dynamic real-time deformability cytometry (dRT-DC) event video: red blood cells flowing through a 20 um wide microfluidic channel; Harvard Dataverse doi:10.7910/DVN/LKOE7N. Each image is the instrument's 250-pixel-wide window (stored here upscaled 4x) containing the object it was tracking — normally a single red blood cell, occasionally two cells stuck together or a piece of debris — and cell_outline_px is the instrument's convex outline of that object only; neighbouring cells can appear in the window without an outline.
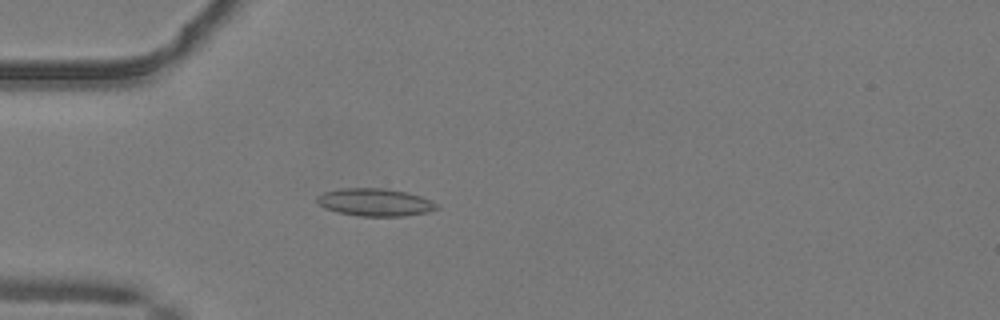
{"species": "common noctule bat (a hibernating species)", "species_latin": "Nyctalus noctula", "temperature_condition": "warm", "stored_images_in_passage": 51, "camera_frame_rate_fps": 3000, "um_per_image_px": 0.085, "animal": {"sex": "male", "body_mass_g": 19.2, "forearm_length_mm": 51.8}, "frame": {"image": 1, "passage_image": 16, "time_ms": 5.0, "image_size_px": [1000, 320], "cell_outline_px": [[440, 208], [428, 212], [404, 216], [360, 216], [340, 212], [324, 208], [316, 200], [316, 196], [324, 192], [340, 188], [384, 188], [408, 192], [420, 196], [436, 204]], "centroid_in_image_um": [31.87, 17.19], "position_along_channel_um": 53.1, "area_um2": 19.19}}
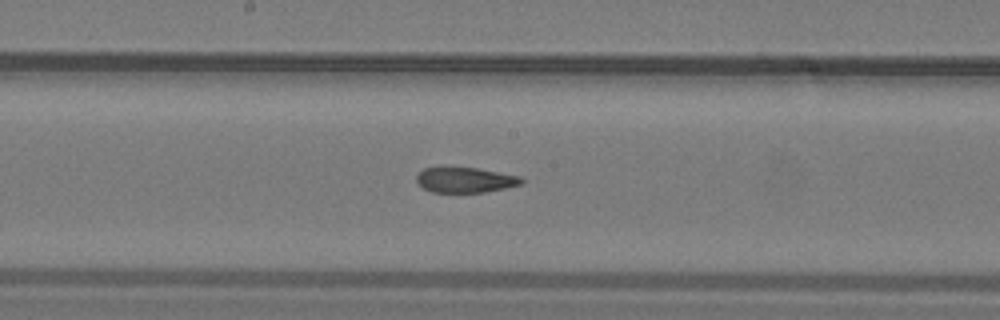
{"frame": {"image": 2, "passage_image": 28, "time_ms": 9.0, "image_size_px": [1000, 320], "cell_outline_px": [[524, 180], [520, 184], [504, 188], [484, 192], [432, 192], [416, 184], [416, 176], [424, 168], [476, 168], [520, 176]], "centroid_in_image_um": [39.51, 15.3], "position_along_channel_um": 208.7, "area_um2": 15.2}}
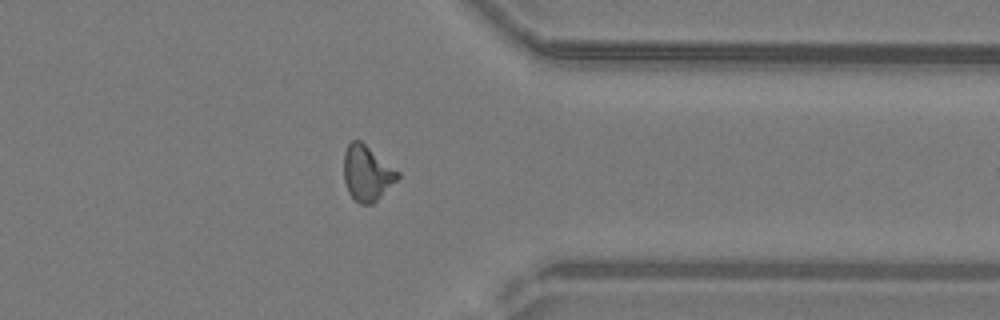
{"frame": {"image": 3, "passage_image": 41, "time_ms": 13.333, "image_size_px": [1000, 320], "cell_outline_px": [[400, 176], [372, 204], [360, 204], [348, 192], [344, 180], [344, 152], [348, 144], [352, 140], [360, 140], [400, 172]], "centroid_in_image_um": [31.18, 14.7], "position_along_channel_um": 380.2, "area_um2": 17.11}, "authors_computed_cell_mechanics": {"area_um2": 17.1088, "velocity_mm_per_s": 4.1242, "shape_relaxation_time_tau1_ms": 9.6084, "shape_relaxation_time_tau2_ms": 3.153, "deformation_change_tau1": 0.2289, "deformation_change_tau2": 0.101}}